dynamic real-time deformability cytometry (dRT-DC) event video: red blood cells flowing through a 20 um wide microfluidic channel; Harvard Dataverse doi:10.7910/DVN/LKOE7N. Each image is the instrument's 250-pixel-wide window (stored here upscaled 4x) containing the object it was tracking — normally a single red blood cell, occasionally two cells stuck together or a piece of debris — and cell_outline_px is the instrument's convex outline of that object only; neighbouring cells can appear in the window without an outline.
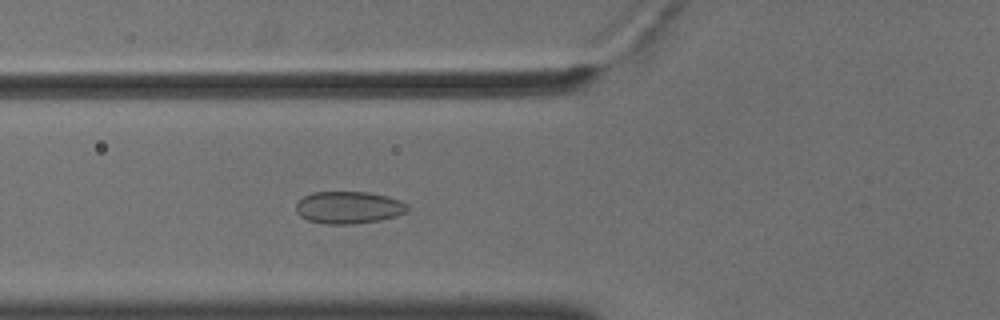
{"species": "common noctule bat (a hibernating species)", "species_latin": "Nyctalus noctula", "temperature_condition": "cold", "stored_images_in_passage": 57, "camera_frame_rate_fps": 3000, "um_per_image_px": 0.085, "animal": {"sex": "male", "body_mass_g": 18.8}, "frame": {"image": 1, "passage_image": 22, "time_ms": 7.0, "image_size_px": [1000, 320], "cell_outline_px": [[408, 208], [404, 212], [396, 216], [380, 220], [352, 224], [328, 224], [308, 220], [300, 216], [296, 212], [296, 204], [304, 196], [312, 192], [368, 192], [388, 196], [400, 200], [408, 204]], "centroid_in_image_um": [29.63, 17.63], "position_along_channel_um": 96.2, "area_um2": 20.92}}
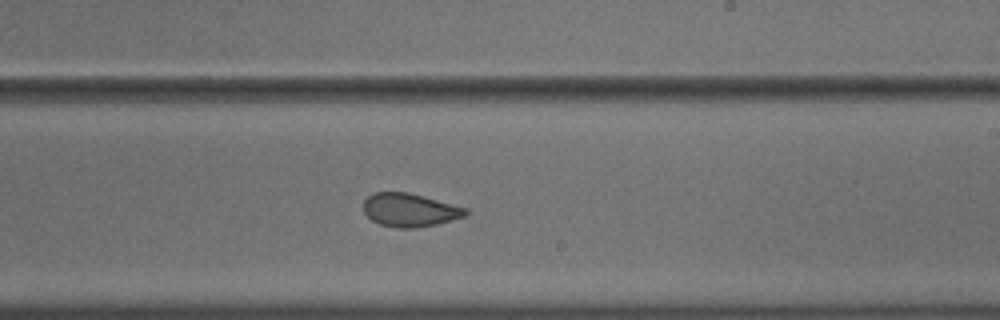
{"frame": {"image": 2, "passage_image": 35, "time_ms": 11.333, "image_size_px": [1000, 320], "cell_outline_px": [[468, 212], [464, 216], [436, 224], [416, 228], [396, 228], [380, 224], [372, 220], [364, 212], [364, 200], [372, 192], [408, 192], [424, 196], [468, 208]], "centroid_in_image_um": [34.82, 17.84], "position_along_channel_um": 254.2, "area_um2": 19.83}}
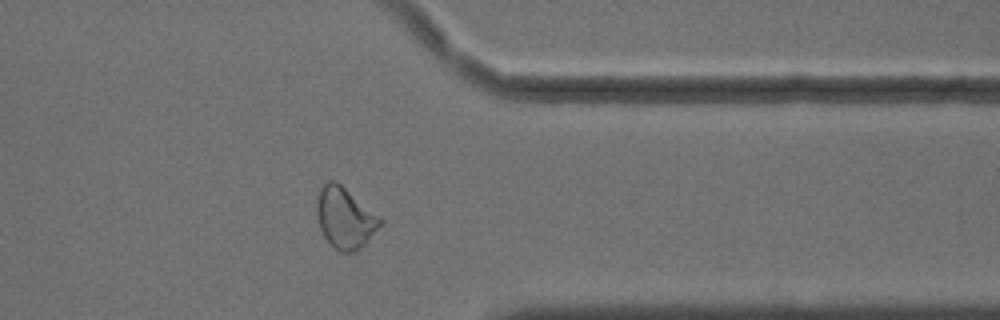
{"frame": {"image": 3, "passage_image": 46, "time_ms": 15.0, "image_size_px": [1000, 320], "cell_outline_px": [[384, 224], [356, 252], [340, 252], [324, 236], [320, 228], [316, 216], [316, 204], [320, 188], [328, 180], [336, 180], [380, 216], [384, 220]], "centroid_in_image_um": [29.34, 18.51], "position_along_channel_um": 382.1, "area_um2": 22.66}, "authors_computed_cell_mechanics": {"area_um2": 21.9062, "velocity_mm_per_s": 3.6366, "shape_relaxation_time_tau1_ms": null, "shape_relaxation_time_tau2_ms": 1.5622, "deformation_change_tau1": null, "deformation_change_tau2": 0.0616}}